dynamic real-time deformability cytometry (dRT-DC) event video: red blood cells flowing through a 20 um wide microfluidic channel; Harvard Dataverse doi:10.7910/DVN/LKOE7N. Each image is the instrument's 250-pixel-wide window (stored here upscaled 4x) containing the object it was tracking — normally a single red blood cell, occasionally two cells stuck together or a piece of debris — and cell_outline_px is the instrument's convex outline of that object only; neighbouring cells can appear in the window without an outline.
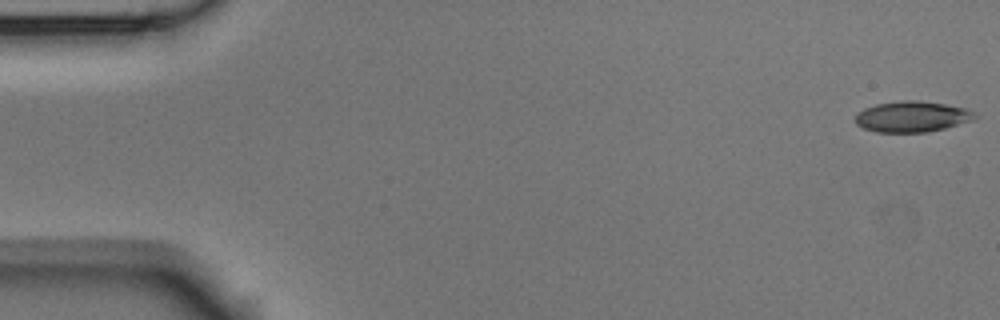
{"species": "Egyptian fruit bat (a non-hibernating species)", "species_latin": "Rousettus aegyptiacus", "temperature_condition": "room temperature", "stored_images_in_passage": 56, "camera_frame_rate_fps": 3000, "um_per_image_px": 0.085, "animal": {"sex": "male"}, "frame": {"image": 1, "passage_image": 1, "time_ms": 0.0, "image_size_px": [1000, 320], "cell_outline_px": [[980, 116], [976, 120], [928, 132], [876, 132], [864, 128], [856, 124], [856, 116], [864, 108], [876, 104], [900, 100], [916, 100], [944, 104], [968, 108]], "centroid_in_image_um": [77.59, 9.91], "position_along_channel_um": 7.4, "area_um2": 21.62}}
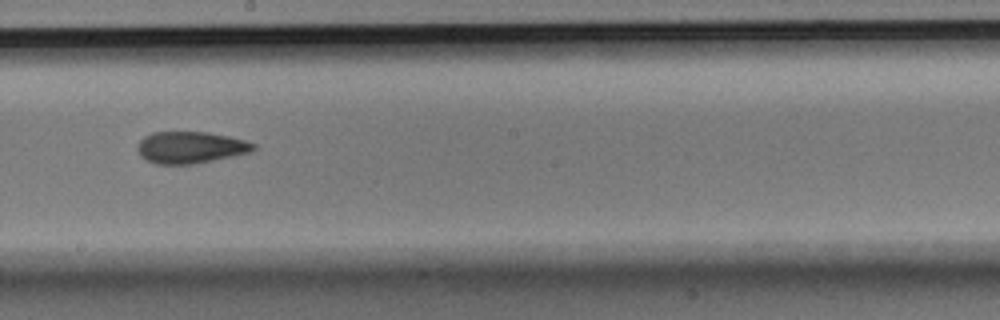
{"frame": {"image": 2, "passage_image": 31, "time_ms": 10.0, "image_size_px": [1000, 320], "cell_outline_px": [[256, 148], [248, 152], [232, 156], [192, 164], [156, 164], [140, 156], [136, 148], [140, 140], [144, 136], [152, 132], [208, 132], [228, 136], [244, 140], [256, 144]], "centroid_in_image_um": [16.15, 12.52], "position_along_channel_um": 232.0, "area_um2": 21.33}}
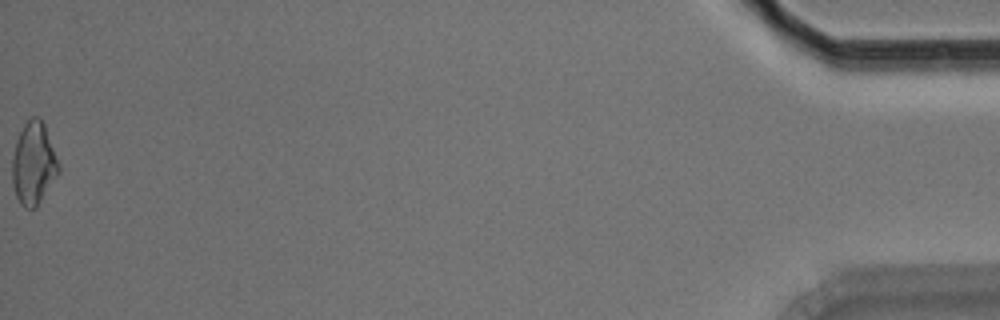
{"frame": {"image": 3, "passage_image": 56, "time_ms": 18.333, "image_size_px": [1000, 320], "cell_outline_px": [[60, 172], [36, 208], [24, 208], [20, 204], [16, 196], [12, 184], [12, 156], [16, 140], [24, 124], [32, 116], [36, 116], [44, 124], [60, 164]], "centroid_in_image_um": [2.85, 13.92], "position_along_channel_um": 432.3, "area_um2": 22.43}, "authors_computed_cell_mechanics": {"area_um2": 21.5594, "velocity_mm_per_s": 3.604, "shape_relaxation_time_tau1_ms": 9.26, "shape_relaxation_time_tau2_ms": 3.2971, "deformation_change_tau1": 0.1494, "deformation_change_tau2": 0.1032}}